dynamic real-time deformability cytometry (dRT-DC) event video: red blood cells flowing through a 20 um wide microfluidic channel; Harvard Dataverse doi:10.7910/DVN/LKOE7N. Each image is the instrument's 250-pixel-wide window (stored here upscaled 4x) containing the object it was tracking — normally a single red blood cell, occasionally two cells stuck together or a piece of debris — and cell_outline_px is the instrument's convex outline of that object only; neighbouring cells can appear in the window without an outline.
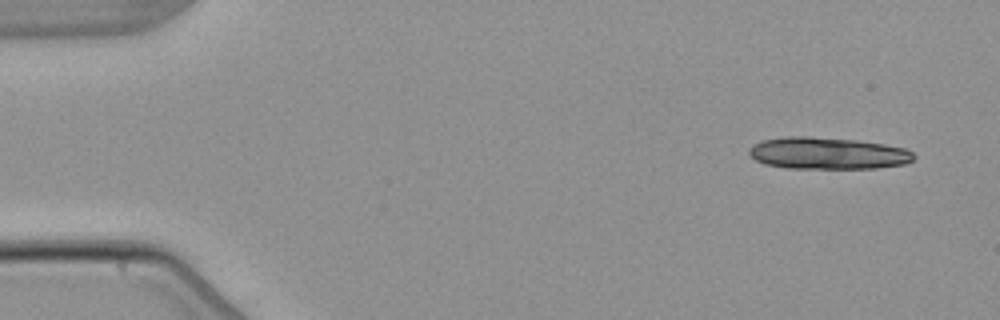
{"species": "common noctule bat (a hibernating species)", "species_latin": "Nyctalus noctula", "temperature_condition": "warm", "stored_images_in_passage": 4, "camera_frame_rate_fps": 3000, "um_per_image_px": 0.085, "animal": {"sex": "male", "body_mass_g": 21.5, "forearm_length_mm": 52.0}, "frame": {"image": 1, "passage_image": 1, "time_ms": 0.0, "image_size_px": [1000, 320], "cell_outline_px": [[916, 156], [908, 164], [876, 168], [788, 168], [764, 164], [756, 160], [748, 152], [752, 144], [764, 140], [784, 136], [812, 136], [856, 140], [884, 144], [904, 148], [912, 152]], "centroid_in_image_um": [70.36, 13.02], "position_along_channel_um": 14.6, "area_um2": 30.75}}